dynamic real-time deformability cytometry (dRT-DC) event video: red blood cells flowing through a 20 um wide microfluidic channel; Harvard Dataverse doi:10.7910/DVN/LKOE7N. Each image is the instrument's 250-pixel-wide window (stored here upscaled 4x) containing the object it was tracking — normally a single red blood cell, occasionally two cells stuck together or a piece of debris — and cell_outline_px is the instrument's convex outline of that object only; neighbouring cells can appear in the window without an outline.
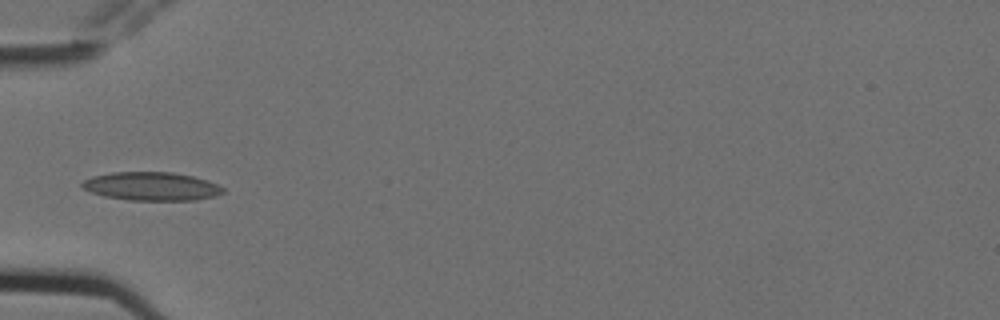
{"species": "Egyptian fruit bat (a non-hibernating species)", "species_latin": "Rousettus aegyptiacus", "temperature_condition": "cold", "stored_images_in_passage": 5, "camera_frame_rate_fps": 3000, "um_per_image_px": 0.085, "animal": {"sex": "female"}, "frame": {"image": 1, "passage_image": 3, "time_ms": 0.667, "image_size_px": [1000, 320], "cell_outline_px": [[224, 192], [216, 196], [196, 200], [128, 200], [104, 196], [92, 192], [84, 188], [80, 184], [84, 180], [92, 176], [112, 172], [172, 172], [192, 176], [216, 184], [224, 188]], "centroid_in_image_um": [12.87, 15.84], "position_along_channel_um": 72.1, "area_um2": 23.24}}
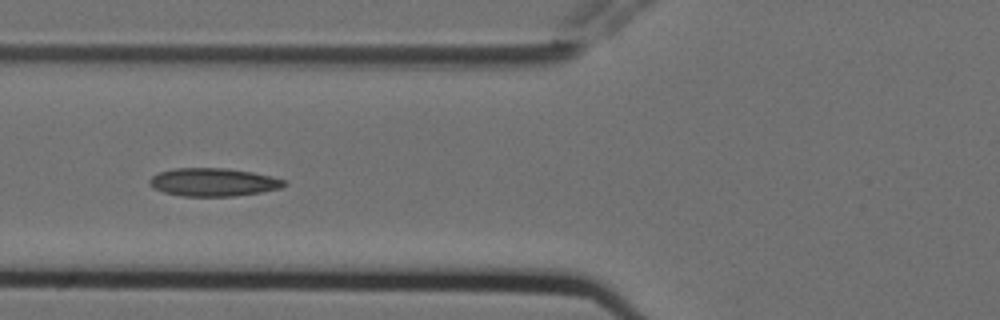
{"frame": {"image": 2, "passage_image": 4, "time_ms": 1.0, "image_size_px": [1000, 320], "cell_outline_px": [[288, 184], [280, 188], [260, 192], [232, 196], [184, 196], [164, 192], [152, 188], [148, 184], [148, 180], [152, 176], [160, 172], [176, 168], [228, 168], [252, 172], [272, 176], [288, 180]], "centroid_in_image_um": [18.15, 15.48], "position_along_channel_um": 107.7, "area_um2": 22.14}}
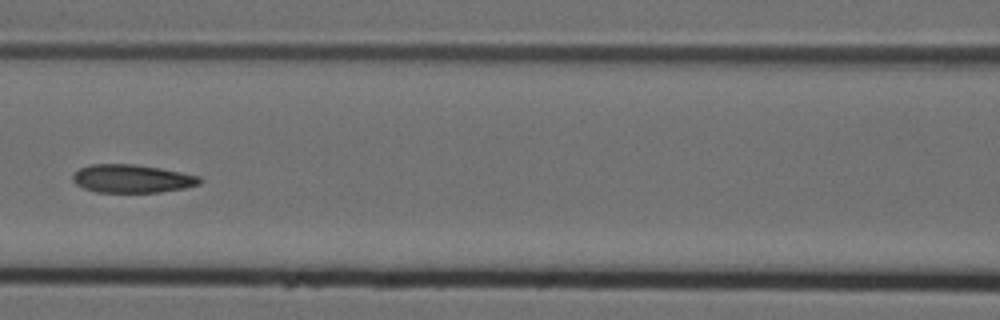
{"frame": {"image": 3, "passage_image": 5, "time_ms": 1.333, "image_size_px": [1000, 320], "cell_outline_px": [[200, 184], [184, 188], [160, 192], [96, 192], [84, 188], [76, 184], [72, 180], [72, 176], [80, 168], [88, 164], [136, 164], [160, 168], [200, 176]], "centroid_in_image_um": [11.2, 15.18], "position_along_channel_um": 155.4, "area_um2": 20.81}}